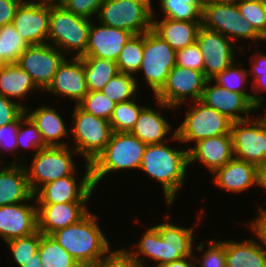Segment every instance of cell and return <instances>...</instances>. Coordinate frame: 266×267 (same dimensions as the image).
Returning <instances> with one entry per match:
<instances>
[{
  "instance_id": "ba28073f",
  "label": "cell",
  "mask_w": 266,
  "mask_h": 267,
  "mask_svg": "<svg viewBox=\"0 0 266 267\" xmlns=\"http://www.w3.org/2000/svg\"><path fill=\"white\" fill-rule=\"evenodd\" d=\"M70 116L73 119L70 128L74 140L72 148L91 164L110 140L113 133L110 122L85 112L76 104Z\"/></svg>"
},
{
  "instance_id": "484cf974",
  "label": "cell",
  "mask_w": 266,
  "mask_h": 267,
  "mask_svg": "<svg viewBox=\"0 0 266 267\" xmlns=\"http://www.w3.org/2000/svg\"><path fill=\"white\" fill-rule=\"evenodd\" d=\"M57 111L51 105H42L34 110L25 108V113L36 124L47 146H69L71 144L66 141V137L70 136V129ZM61 138H65L66 142Z\"/></svg>"
},
{
  "instance_id": "f546056e",
  "label": "cell",
  "mask_w": 266,
  "mask_h": 267,
  "mask_svg": "<svg viewBox=\"0 0 266 267\" xmlns=\"http://www.w3.org/2000/svg\"><path fill=\"white\" fill-rule=\"evenodd\" d=\"M226 241V267H266V251L254 238Z\"/></svg>"
},
{
  "instance_id": "cb8c5ba5",
  "label": "cell",
  "mask_w": 266,
  "mask_h": 267,
  "mask_svg": "<svg viewBox=\"0 0 266 267\" xmlns=\"http://www.w3.org/2000/svg\"><path fill=\"white\" fill-rule=\"evenodd\" d=\"M88 203L37 204L38 230L44 235L77 223L89 211Z\"/></svg>"
},
{
  "instance_id": "8d00e7d4",
  "label": "cell",
  "mask_w": 266,
  "mask_h": 267,
  "mask_svg": "<svg viewBox=\"0 0 266 267\" xmlns=\"http://www.w3.org/2000/svg\"><path fill=\"white\" fill-rule=\"evenodd\" d=\"M135 99L116 103L109 119L113 132H131L145 105H139Z\"/></svg>"
},
{
  "instance_id": "d590c367",
  "label": "cell",
  "mask_w": 266,
  "mask_h": 267,
  "mask_svg": "<svg viewBox=\"0 0 266 267\" xmlns=\"http://www.w3.org/2000/svg\"><path fill=\"white\" fill-rule=\"evenodd\" d=\"M242 65L239 62L236 64L235 61L211 80L229 91L243 94L253 104V94L247 93L246 88H244L249 78L248 70Z\"/></svg>"
},
{
  "instance_id": "8992f818",
  "label": "cell",
  "mask_w": 266,
  "mask_h": 267,
  "mask_svg": "<svg viewBox=\"0 0 266 267\" xmlns=\"http://www.w3.org/2000/svg\"><path fill=\"white\" fill-rule=\"evenodd\" d=\"M71 147L48 146L34 152L30 166L25 161L27 165L24 163V167L33 193L48 182L71 176L77 171L73 157L78 153Z\"/></svg>"
},
{
  "instance_id": "4fadbf2b",
  "label": "cell",
  "mask_w": 266,
  "mask_h": 267,
  "mask_svg": "<svg viewBox=\"0 0 266 267\" xmlns=\"http://www.w3.org/2000/svg\"><path fill=\"white\" fill-rule=\"evenodd\" d=\"M234 158L260 166L266 162V119L263 115L231 126Z\"/></svg>"
},
{
  "instance_id": "680465c9",
  "label": "cell",
  "mask_w": 266,
  "mask_h": 267,
  "mask_svg": "<svg viewBox=\"0 0 266 267\" xmlns=\"http://www.w3.org/2000/svg\"><path fill=\"white\" fill-rule=\"evenodd\" d=\"M221 1H231V0H203V3H209V2H221Z\"/></svg>"
},
{
  "instance_id": "e0dca14e",
  "label": "cell",
  "mask_w": 266,
  "mask_h": 267,
  "mask_svg": "<svg viewBox=\"0 0 266 267\" xmlns=\"http://www.w3.org/2000/svg\"><path fill=\"white\" fill-rule=\"evenodd\" d=\"M200 101L233 122L248 120L252 118L251 112L258 110L243 94L229 91L212 80H207Z\"/></svg>"
},
{
  "instance_id": "277c9868",
  "label": "cell",
  "mask_w": 266,
  "mask_h": 267,
  "mask_svg": "<svg viewBox=\"0 0 266 267\" xmlns=\"http://www.w3.org/2000/svg\"><path fill=\"white\" fill-rule=\"evenodd\" d=\"M146 146L131 132H113L104 150L91 163L94 187L97 188L109 173L139 170Z\"/></svg>"
},
{
  "instance_id": "2e32d148",
  "label": "cell",
  "mask_w": 266,
  "mask_h": 267,
  "mask_svg": "<svg viewBox=\"0 0 266 267\" xmlns=\"http://www.w3.org/2000/svg\"><path fill=\"white\" fill-rule=\"evenodd\" d=\"M66 57L49 43L31 45L20 55L17 64L31 76L41 91H45Z\"/></svg>"
},
{
  "instance_id": "11a10c76",
  "label": "cell",
  "mask_w": 266,
  "mask_h": 267,
  "mask_svg": "<svg viewBox=\"0 0 266 267\" xmlns=\"http://www.w3.org/2000/svg\"><path fill=\"white\" fill-rule=\"evenodd\" d=\"M259 187L266 191V162L258 167Z\"/></svg>"
},
{
  "instance_id": "f5cc1de1",
  "label": "cell",
  "mask_w": 266,
  "mask_h": 267,
  "mask_svg": "<svg viewBox=\"0 0 266 267\" xmlns=\"http://www.w3.org/2000/svg\"><path fill=\"white\" fill-rule=\"evenodd\" d=\"M160 267H196L194 254L192 256L184 257L179 260L164 264Z\"/></svg>"
},
{
  "instance_id": "5b68a950",
  "label": "cell",
  "mask_w": 266,
  "mask_h": 267,
  "mask_svg": "<svg viewBox=\"0 0 266 267\" xmlns=\"http://www.w3.org/2000/svg\"><path fill=\"white\" fill-rule=\"evenodd\" d=\"M92 19L75 15L62 5L50 6L48 43L63 54L82 57L86 52Z\"/></svg>"
},
{
  "instance_id": "7bdbcfd3",
  "label": "cell",
  "mask_w": 266,
  "mask_h": 267,
  "mask_svg": "<svg viewBox=\"0 0 266 267\" xmlns=\"http://www.w3.org/2000/svg\"><path fill=\"white\" fill-rule=\"evenodd\" d=\"M77 105L85 112L109 121L116 102L102 91H94L88 92Z\"/></svg>"
},
{
  "instance_id": "44dd1931",
  "label": "cell",
  "mask_w": 266,
  "mask_h": 267,
  "mask_svg": "<svg viewBox=\"0 0 266 267\" xmlns=\"http://www.w3.org/2000/svg\"><path fill=\"white\" fill-rule=\"evenodd\" d=\"M97 23L94 20L91 22L86 52L82 57H98L116 62L123 46L133 34L124 29Z\"/></svg>"
},
{
  "instance_id": "1f68e13d",
  "label": "cell",
  "mask_w": 266,
  "mask_h": 267,
  "mask_svg": "<svg viewBox=\"0 0 266 267\" xmlns=\"http://www.w3.org/2000/svg\"><path fill=\"white\" fill-rule=\"evenodd\" d=\"M163 18L179 21L201 22L203 0H159Z\"/></svg>"
},
{
  "instance_id": "c3c4849f",
  "label": "cell",
  "mask_w": 266,
  "mask_h": 267,
  "mask_svg": "<svg viewBox=\"0 0 266 267\" xmlns=\"http://www.w3.org/2000/svg\"><path fill=\"white\" fill-rule=\"evenodd\" d=\"M25 103H18L0 94V127L19 122L25 114Z\"/></svg>"
},
{
  "instance_id": "60d3db41",
  "label": "cell",
  "mask_w": 266,
  "mask_h": 267,
  "mask_svg": "<svg viewBox=\"0 0 266 267\" xmlns=\"http://www.w3.org/2000/svg\"><path fill=\"white\" fill-rule=\"evenodd\" d=\"M40 240L41 232L38 230L29 236L20 237L6 242L15 261L14 263H16L18 267L23 266L26 262L32 259V256L38 253Z\"/></svg>"
},
{
  "instance_id": "ffe728a7",
  "label": "cell",
  "mask_w": 266,
  "mask_h": 267,
  "mask_svg": "<svg viewBox=\"0 0 266 267\" xmlns=\"http://www.w3.org/2000/svg\"><path fill=\"white\" fill-rule=\"evenodd\" d=\"M50 6L22 4L17 7L12 25L29 45L48 43Z\"/></svg>"
},
{
  "instance_id": "d6986e66",
  "label": "cell",
  "mask_w": 266,
  "mask_h": 267,
  "mask_svg": "<svg viewBox=\"0 0 266 267\" xmlns=\"http://www.w3.org/2000/svg\"><path fill=\"white\" fill-rule=\"evenodd\" d=\"M44 92H49L53 96H63L77 105L88 93L84 63L81 57H67L60 64L51 84Z\"/></svg>"
},
{
  "instance_id": "f907efd6",
  "label": "cell",
  "mask_w": 266,
  "mask_h": 267,
  "mask_svg": "<svg viewBox=\"0 0 266 267\" xmlns=\"http://www.w3.org/2000/svg\"><path fill=\"white\" fill-rule=\"evenodd\" d=\"M257 216L249 223L247 221L246 226L255 234L254 238H257L259 245L266 251V208L258 205Z\"/></svg>"
},
{
  "instance_id": "3957f363",
  "label": "cell",
  "mask_w": 266,
  "mask_h": 267,
  "mask_svg": "<svg viewBox=\"0 0 266 267\" xmlns=\"http://www.w3.org/2000/svg\"><path fill=\"white\" fill-rule=\"evenodd\" d=\"M100 217L89 211L77 223L59 229L54 238L80 265L97 267L112 249L105 232L100 229Z\"/></svg>"
},
{
  "instance_id": "4316f807",
  "label": "cell",
  "mask_w": 266,
  "mask_h": 267,
  "mask_svg": "<svg viewBox=\"0 0 266 267\" xmlns=\"http://www.w3.org/2000/svg\"><path fill=\"white\" fill-rule=\"evenodd\" d=\"M131 133L146 145H152L169 141L175 136L176 130L173 131L171 123L161 114V111L145 106ZM170 134L172 135L170 136Z\"/></svg>"
},
{
  "instance_id": "b9f144b4",
  "label": "cell",
  "mask_w": 266,
  "mask_h": 267,
  "mask_svg": "<svg viewBox=\"0 0 266 267\" xmlns=\"http://www.w3.org/2000/svg\"><path fill=\"white\" fill-rule=\"evenodd\" d=\"M48 147L38 130L36 124L25 113L19 120L17 129V150H23V148H32L34 151L41 150Z\"/></svg>"
},
{
  "instance_id": "7a4b0ae2",
  "label": "cell",
  "mask_w": 266,
  "mask_h": 267,
  "mask_svg": "<svg viewBox=\"0 0 266 267\" xmlns=\"http://www.w3.org/2000/svg\"><path fill=\"white\" fill-rule=\"evenodd\" d=\"M171 141L180 142L175 134L167 142L147 145L139 169L160 183L167 211L177 199L180 189L184 187L189 168L188 148L170 147L168 144Z\"/></svg>"
},
{
  "instance_id": "9a60e30c",
  "label": "cell",
  "mask_w": 266,
  "mask_h": 267,
  "mask_svg": "<svg viewBox=\"0 0 266 267\" xmlns=\"http://www.w3.org/2000/svg\"><path fill=\"white\" fill-rule=\"evenodd\" d=\"M196 43L204 57V74L208 80L233 64L237 60L235 53H240V51L243 53L245 48L242 45L237 46L221 33L206 29L203 26L198 30Z\"/></svg>"
},
{
  "instance_id": "6da1fadb",
  "label": "cell",
  "mask_w": 266,
  "mask_h": 267,
  "mask_svg": "<svg viewBox=\"0 0 266 267\" xmlns=\"http://www.w3.org/2000/svg\"><path fill=\"white\" fill-rule=\"evenodd\" d=\"M163 218H165V222L144 229L139 241L127 249L143 264H146L144 261L147 258L149 261L152 260L153 264L155 262L154 267H160L195 254L193 250L196 226L190 228L169 223L167 214ZM167 219L168 221H166Z\"/></svg>"
},
{
  "instance_id": "74e56055",
  "label": "cell",
  "mask_w": 266,
  "mask_h": 267,
  "mask_svg": "<svg viewBox=\"0 0 266 267\" xmlns=\"http://www.w3.org/2000/svg\"><path fill=\"white\" fill-rule=\"evenodd\" d=\"M143 59V34L133 35L125 43L116 61L119 72L138 75Z\"/></svg>"
},
{
  "instance_id": "f35d334b",
  "label": "cell",
  "mask_w": 266,
  "mask_h": 267,
  "mask_svg": "<svg viewBox=\"0 0 266 267\" xmlns=\"http://www.w3.org/2000/svg\"><path fill=\"white\" fill-rule=\"evenodd\" d=\"M249 62L252 68L248 70V74L254 79L250 83V91L253 94V105L259 110L265 103L262 95L266 91V54L257 50L250 55Z\"/></svg>"
},
{
  "instance_id": "e575fe53",
  "label": "cell",
  "mask_w": 266,
  "mask_h": 267,
  "mask_svg": "<svg viewBox=\"0 0 266 267\" xmlns=\"http://www.w3.org/2000/svg\"><path fill=\"white\" fill-rule=\"evenodd\" d=\"M28 47L12 24L0 27V61L3 64H16Z\"/></svg>"
},
{
  "instance_id": "db71d44e",
  "label": "cell",
  "mask_w": 266,
  "mask_h": 267,
  "mask_svg": "<svg viewBox=\"0 0 266 267\" xmlns=\"http://www.w3.org/2000/svg\"><path fill=\"white\" fill-rule=\"evenodd\" d=\"M62 0H20L22 4L53 6L61 4Z\"/></svg>"
},
{
  "instance_id": "6f0895ef",
  "label": "cell",
  "mask_w": 266,
  "mask_h": 267,
  "mask_svg": "<svg viewBox=\"0 0 266 267\" xmlns=\"http://www.w3.org/2000/svg\"><path fill=\"white\" fill-rule=\"evenodd\" d=\"M145 6L152 14H155L152 0H133Z\"/></svg>"
},
{
  "instance_id": "7402d4cb",
  "label": "cell",
  "mask_w": 266,
  "mask_h": 267,
  "mask_svg": "<svg viewBox=\"0 0 266 267\" xmlns=\"http://www.w3.org/2000/svg\"><path fill=\"white\" fill-rule=\"evenodd\" d=\"M189 165L198 161L212 174L234 158L231 133L209 137L188 148Z\"/></svg>"
},
{
  "instance_id": "ab89813d",
  "label": "cell",
  "mask_w": 266,
  "mask_h": 267,
  "mask_svg": "<svg viewBox=\"0 0 266 267\" xmlns=\"http://www.w3.org/2000/svg\"><path fill=\"white\" fill-rule=\"evenodd\" d=\"M206 243L207 249L202 241L194 248L196 252H202V257L194 255L196 267H226V240L212 239Z\"/></svg>"
},
{
  "instance_id": "7dc6e473",
  "label": "cell",
  "mask_w": 266,
  "mask_h": 267,
  "mask_svg": "<svg viewBox=\"0 0 266 267\" xmlns=\"http://www.w3.org/2000/svg\"><path fill=\"white\" fill-rule=\"evenodd\" d=\"M176 65L204 73V57L196 42L176 51Z\"/></svg>"
},
{
  "instance_id": "603a6c76",
  "label": "cell",
  "mask_w": 266,
  "mask_h": 267,
  "mask_svg": "<svg viewBox=\"0 0 266 267\" xmlns=\"http://www.w3.org/2000/svg\"><path fill=\"white\" fill-rule=\"evenodd\" d=\"M212 174V183L227 192L239 194L259 186L258 166L236 158Z\"/></svg>"
},
{
  "instance_id": "83f0119b",
  "label": "cell",
  "mask_w": 266,
  "mask_h": 267,
  "mask_svg": "<svg viewBox=\"0 0 266 267\" xmlns=\"http://www.w3.org/2000/svg\"><path fill=\"white\" fill-rule=\"evenodd\" d=\"M152 16V30L165 40L175 51L196 42L201 22L179 21L170 18L156 19Z\"/></svg>"
},
{
  "instance_id": "94428289",
  "label": "cell",
  "mask_w": 266,
  "mask_h": 267,
  "mask_svg": "<svg viewBox=\"0 0 266 267\" xmlns=\"http://www.w3.org/2000/svg\"><path fill=\"white\" fill-rule=\"evenodd\" d=\"M79 267H95V266H92V265H80Z\"/></svg>"
},
{
  "instance_id": "f6af8a7d",
  "label": "cell",
  "mask_w": 266,
  "mask_h": 267,
  "mask_svg": "<svg viewBox=\"0 0 266 267\" xmlns=\"http://www.w3.org/2000/svg\"><path fill=\"white\" fill-rule=\"evenodd\" d=\"M19 122H13L0 127V164L4 163L2 154L12 153L15 159L11 163L24 164V159H18L17 151V129ZM17 158V159H16ZM23 160V162H21Z\"/></svg>"
},
{
  "instance_id": "4dcf8cb0",
  "label": "cell",
  "mask_w": 266,
  "mask_h": 267,
  "mask_svg": "<svg viewBox=\"0 0 266 267\" xmlns=\"http://www.w3.org/2000/svg\"><path fill=\"white\" fill-rule=\"evenodd\" d=\"M88 92L101 91L110 79L119 73L115 61L98 57H81Z\"/></svg>"
},
{
  "instance_id": "30bf717a",
  "label": "cell",
  "mask_w": 266,
  "mask_h": 267,
  "mask_svg": "<svg viewBox=\"0 0 266 267\" xmlns=\"http://www.w3.org/2000/svg\"><path fill=\"white\" fill-rule=\"evenodd\" d=\"M207 80L201 71L175 65L162 89L154 96L157 109L177 110L186 101L200 100Z\"/></svg>"
},
{
  "instance_id": "9f6ffc18",
  "label": "cell",
  "mask_w": 266,
  "mask_h": 267,
  "mask_svg": "<svg viewBox=\"0 0 266 267\" xmlns=\"http://www.w3.org/2000/svg\"><path fill=\"white\" fill-rule=\"evenodd\" d=\"M21 267H43L41 263V259L39 256V253H36V255L32 256V259L26 262Z\"/></svg>"
},
{
  "instance_id": "ac0fdd59",
  "label": "cell",
  "mask_w": 266,
  "mask_h": 267,
  "mask_svg": "<svg viewBox=\"0 0 266 267\" xmlns=\"http://www.w3.org/2000/svg\"><path fill=\"white\" fill-rule=\"evenodd\" d=\"M29 202L31 201L0 207V237L4 243L38 231L35 197L33 203Z\"/></svg>"
},
{
  "instance_id": "681fc988",
  "label": "cell",
  "mask_w": 266,
  "mask_h": 267,
  "mask_svg": "<svg viewBox=\"0 0 266 267\" xmlns=\"http://www.w3.org/2000/svg\"><path fill=\"white\" fill-rule=\"evenodd\" d=\"M103 2L104 0H62L60 5L75 15L93 19Z\"/></svg>"
},
{
  "instance_id": "52a82bcc",
  "label": "cell",
  "mask_w": 266,
  "mask_h": 267,
  "mask_svg": "<svg viewBox=\"0 0 266 267\" xmlns=\"http://www.w3.org/2000/svg\"><path fill=\"white\" fill-rule=\"evenodd\" d=\"M201 25L221 33L234 43L238 40L252 41L255 44L263 41L262 36L240 14L235 0L205 3Z\"/></svg>"
},
{
  "instance_id": "91938a15",
  "label": "cell",
  "mask_w": 266,
  "mask_h": 267,
  "mask_svg": "<svg viewBox=\"0 0 266 267\" xmlns=\"http://www.w3.org/2000/svg\"><path fill=\"white\" fill-rule=\"evenodd\" d=\"M262 40H263L264 42H266V32H265V34L262 36Z\"/></svg>"
},
{
  "instance_id": "5bb4252c",
  "label": "cell",
  "mask_w": 266,
  "mask_h": 267,
  "mask_svg": "<svg viewBox=\"0 0 266 267\" xmlns=\"http://www.w3.org/2000/svg\"><path fill=\"white\" fill-rule=\"evenodd\" d=\"M85 174L77 182L76 171L40 187L34 197L37 204L89 203L96 188L92 182L91 164L84 165ZM78 183V184H77Z\"/></svg>"
},
{
  "instance_id": "ee69618b",
  "label": "cell",
  "mask_w": 266,
  "mask_h": 267,
  "mask_svg": "<svg viewBox=\"0 0 266 267\" xmlns=\"http://www.w3.org/2000/svg\"><path fill=\"white\" fill-rule=\"evenodd\" d=\"M240 14L263 36L266 32V3L262 0H235Z\"/></svg>"
},
{
  "instance_id": "7c38bea8",
  "label": "cell",
  "mask_w": 266,
  "mask_h": 267,
  "mask_svg": "<svg viewBox=\"0 0 266 267\" xmlns=\"http://www.w3.org/2000/svg\"><path fill=\"white\" fill-rule=\"evenodd\" d=\"M152 16L145 6L133 0H104L96 22L140 35L152 29Z\"/></svg>"
},
{
  "instance_id": "9c48e42d",
  "label": "cell",
  "mask_w": 266,
  "mask_h": 267,
  "mask_svg": "<svg viewBox=\"0 0 266 267\" xmlns=\"http://www.w3.org/2000/svg\"><path fill=\"white\" fill-rule=\"evenodd\" d=\"M192 105H191V104ZM183 122L176 127L180 143H196L199 140L231 133L233 121L200 100L189 102Z\"/></svg>"
},
{
  "instance_id": "bcb514c9",
  "label": "cell",
  "mask_w": 266,
  "mask_h": 267,
  "mask_svg": "<svg viewBox=\"0 0 266 267\" xmlns=\"http://www.w3.org/2000/svg\"><path fill=\"white\" fill-rule=\"evenodd\" d=\"M143 264L127 248L111 249L97 267H152Z\"/></svg>"
},
{
  "instance_id": "816d5d0a",
  "label": "cell",
  "mask_w": 266,
  "mask_h": 267,
  "mask_svg": "<svg viewBox=\"0 0 266 267\" xmlns=\"http://www.w3.org/2000/svg\"><path fill=\"white\" fill-rule=\"evenodd\" d=\"M20 0H0V27L12 24Z\"/></svg>"
},
{
  "instance_id": "d4e9b609",
  "label": "cell",
  "mask_w": 266,
  "mask_h": 267,
  "mask_svg": "<svg viewBox=\"0 0 266 267\" xmlns=\"http://www.w3.org/2000/svg\"><path fill=\"white\" fill-rule=\"evenodd\" d=\"M0 207L27 201H34L24 164H1Z\"/></svg>"
},
{
  "instance_id": "d6a6232c",
  "label": "cell",
  "mask_w": 266,
  "mask_h": 267,
  "mask_svg": "<svg viewBox=\"0 0 266 267\" xmlns=\"http://www.w3.org/2000/svg\"><path fill=\"white\" fill-rule=\"evenodd\" d=\"M38 253L43 267H79L80 264L50 235L41 233Z\"/></svg>"
},
{
  "instance_id": "f1b7e54d",
  "label": "cell",
  "mask_w": 266,
  "mask_h": 267,
  "mask_svg": "<svg viewBox=\"0 0 266 267\" xmlns=\"http://www.w3.org/2000/svg\"><path fill=\"white\" fill-rule=\"evenodd\" d=\"M41 91L33 82L31 76L16 64H3L0 66V94L10 100L18 99V103L28 94Z\"/></svg>"
},
{
  "instance_id": "8fae6325",
  "label": "cell",
  "mask_w": 266,
  "mask_h": 267,
  "mask_svg": "<svg viewBox=\"0 0 266 267\" xmlns=\"http://www.w3.org/2000/svg\"><path fill=\"white\" fill-rule=\"evenodd\" d=\"M176 65V51L152 29L143 34V59L139 69L147 88L154 96L166 83L167 76Z\"/></svg>"
},
{
  "instance_id": "836d02e7",
  "label": "cell",
  "mask_w": 266,
  "mask_h": 267,
  "mask_svg": "<svg viewBox=\"0 0 266 267\" xmlns=\"http://www.w3.org/2000/svg\"><path fill=\"white\" fill-rule=\"evenodd\" d=\"M139 85L133 74L119 72L101 91L111 100L120 103L137 98Z\"/></svg>"
}]
</instances>
